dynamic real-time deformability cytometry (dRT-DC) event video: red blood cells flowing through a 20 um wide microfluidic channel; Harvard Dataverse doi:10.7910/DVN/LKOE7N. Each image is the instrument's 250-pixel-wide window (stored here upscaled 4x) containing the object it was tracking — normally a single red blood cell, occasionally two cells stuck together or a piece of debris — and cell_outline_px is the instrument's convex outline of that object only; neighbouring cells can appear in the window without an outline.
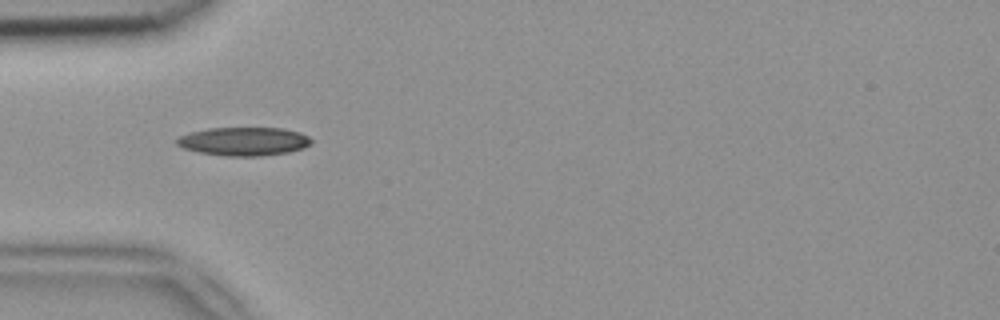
{"species": "common noctule bat (a hibernating species)", "species_latin": "Nyctalus noctula", "temperature_condition": "room temperature", "stored_images_in_passage": 48, "camera_frame_rate_fps": 3000, "um_per_image_px": 0.085, "animal": {"sex": "female", "body_mass_g": 18.4}, "frame": {"image": 1, "passage_image": 13, "time_ms": 4.0, "image_size_px": [1000, 320], "cell_outline_px": [[312, 144], [304, 148], [288, 152], [260, 156], [224, 156], [200, 152], [184, 148], [176, 144], [176, 140], [180, 136], [192, 132], [208, 128], [280, 128], [300, 132], [308, 136], [312, 140]], "centroid_in_image_um": [20.76, 12.02], "position_along_channel_um": 64.2, "area_um2": 22.25}}
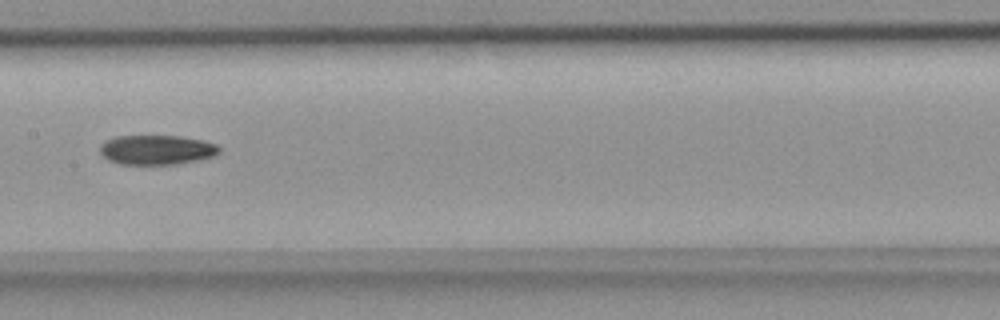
{"frame": {"image": 2, "passage_image": 23, "time_ms": 7.333, "image_size_px": [1000, 320], "cell_outline_px": [[220, 152], [212, 156], [196, 160], [176, 164], [120, 164], [108, 160], [100, 152], [100, 144], [104, 140], [116, 136], [180, 136], [204, 140], [216, 144], [220, 148]], "centroid_in_image_um": [13.29, 12.72], "position_along_channel_um": 194.1, "area_um2": 20.58}}
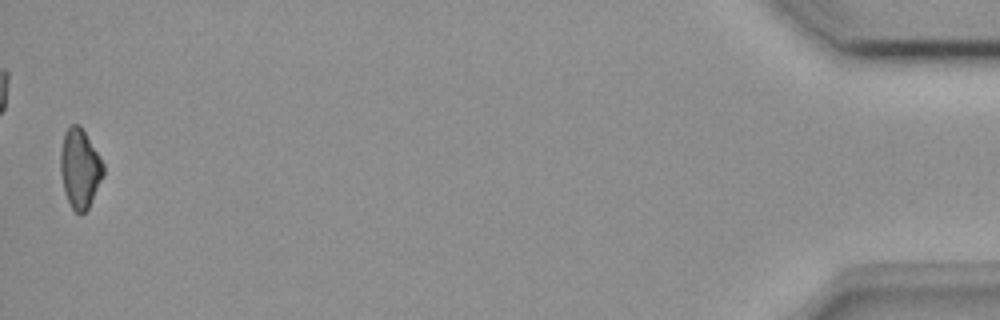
{"frame": {"image": 3, "passage_image": 48, "time_ms": 15.667, "image_size_px": [1000, 320], "cell_outline_px": [[104, 172], [88, 208], [80, 216], [72, 208], [64, 192], [60, 172], [60, 152], [64, 132], [72, 124], [80, 124], [104, 164]], "centroid_in_image_um": [6.76, 14.31], "position_along_channel_um": 428.4, "area_um2": 19.65}, "authors_computed_cell_mechanics": {"area_um2": 20.7213, "velocity_mm_per_s": 3.9348, "shape_relaxation_time_tau1_ms": 11.2596, "shape_relaxation_time_tau2_ms": null, "deformation_change_tau1": 0.2181, "deformation_change_tau2": null}}